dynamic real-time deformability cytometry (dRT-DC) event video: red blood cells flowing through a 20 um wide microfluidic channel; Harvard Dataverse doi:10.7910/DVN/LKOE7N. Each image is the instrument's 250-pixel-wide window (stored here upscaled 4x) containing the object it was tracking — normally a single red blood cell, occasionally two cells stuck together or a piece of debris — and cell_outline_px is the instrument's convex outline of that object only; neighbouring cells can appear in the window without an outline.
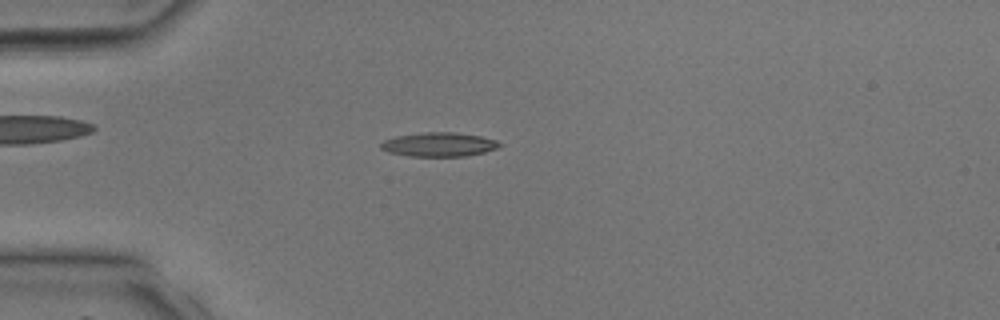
{"species": "common noctule bat (a hibernating species)", "species_latin": "Nyctalus noctula", "temperature_condition": "room temperature", "stored_images_in_passage": 39, "camera_frame_rate_fps": 3000, "um_per_image_px": 0.085, "animal": {"sex": "male", "body_mass_g": 17.9, "forearm_length_mm": 54.2}, "frame": {"image": 1, "passage_image": 11, "time_ms": 3.333, "image_size_px": [1000, 320], "cell_outline_px": [[504, 144], [496, 148], [484, 152], [464, 156], [408, 156], [388, 152], [380, 148], [380, 144], [384, 140], [396, 136], [424, 132], [456, 132], [480, 136], [496, 140]], "centroid_in_image_um": [37.3, 12.28], "position_along_channel_um": 47.7, "area_um2": 16.65}}
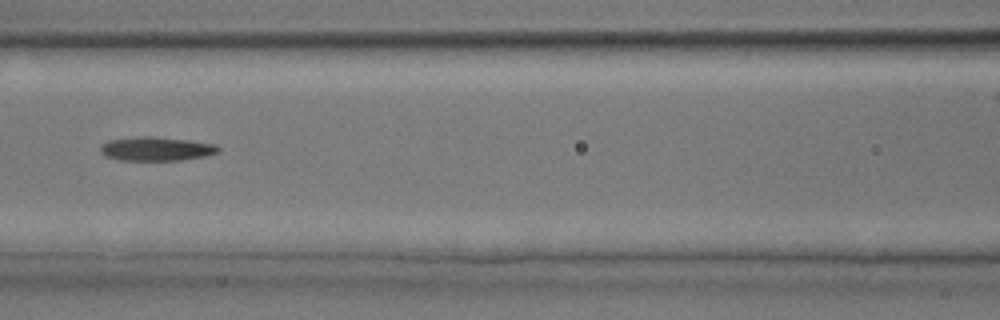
{"frame": {"image": 2, "passage_image": 18, "time_ms": 5.667, "image_size_px": [1000, 320], "cell_outline_px": [[220, 152], [208, 156], [180, 160], [120, 160], [104, 156], [100, 152], [100, 144], [108, 140], [144, 136], [152, 136], [188, 140], [216, 144], [220, 148]], "centroid_in_image_um": [13.29, 12.65], "position_along_channel_um": 153.3, "area_um2": 16.59}}
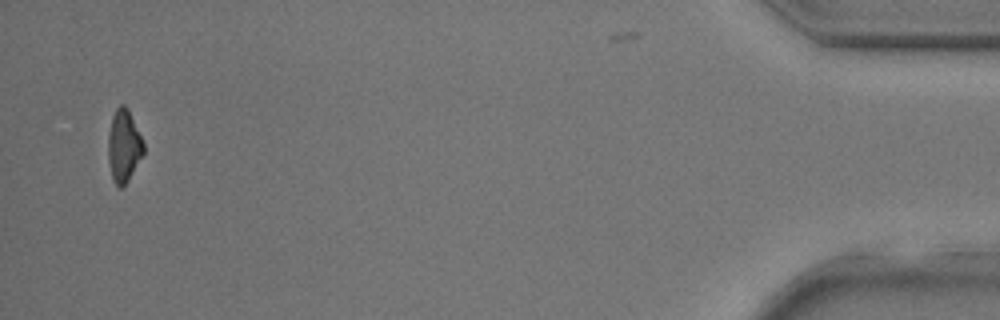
{"frame": {"image": 3, "passage_image": 38, "time_ms": 12.333, "image_size_px": [1000, 320], "cell_outline_px": [[144, 152], [128, 180], [120, 188], [112, 180], [108, 160], [108, 136], [112, 116], [116, 108], [120, 104], [124, 104], [128, 108], [144, 144]], "centroid_in_image_um": [10.5, 12.38], "position_along_channel_um": 424.7, "area_um2": 14.8}}